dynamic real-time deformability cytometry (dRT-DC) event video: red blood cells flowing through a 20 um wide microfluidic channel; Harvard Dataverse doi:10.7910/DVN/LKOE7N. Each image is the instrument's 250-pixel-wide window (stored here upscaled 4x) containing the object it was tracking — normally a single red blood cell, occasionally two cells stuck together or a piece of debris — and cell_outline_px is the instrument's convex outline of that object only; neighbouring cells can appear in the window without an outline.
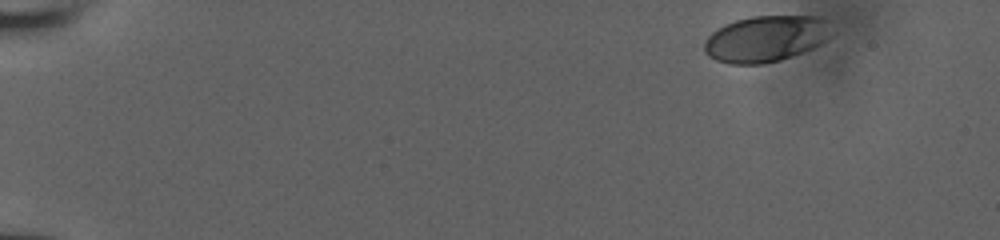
{"species": "human", "species_latin": "Homo sapiens", "temperature_condition": "room temperature", "stored_images_in_passage": 14, "camera_frame_rate_fps": 3000, "um_per_image_px": 0.085, "donor": {"sex": "male"}, "frame": {"image": 1, "passage_image": 1, "time_ms": 0.0, "image_size_px": [1000, 240], "cell_outline_px": [[836, 32], [828, 40], [812, 48], [780, 60], [764, 64], [728, 64], [716, 60], [708, 56], [704, 52], [704, 44], [708, 36], [712, 32], [724, 24], [736, 20], [752, 16], [812, 16], [820, 20]], "centroid_in_image_um": [65.07, 3.31], "position_along_channel_um": 19.9, "area_um2": 34.22}}
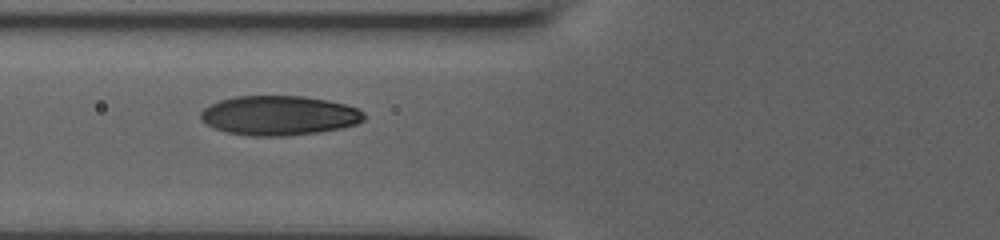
{"frame": {"image": 2, "passage_image": 10, "time_ms": 6.0, "image_size_px": [1000, 240], "cell_outline_px": [[364, 120], [356, 124], [340, 128], [320, 132], [288, 136], [248, 136], [224, 132], [208, 124], [200, 116], [200, 112], [204, 108], [220, 100], [236, 96], [304, 96], [328, 100], [344, 104], [356, 108], [364, 112]], "centroid_in_image_um": [23.73, 9.82], "position_along_channel_um": 102.1, "area_um2": 37.63}}
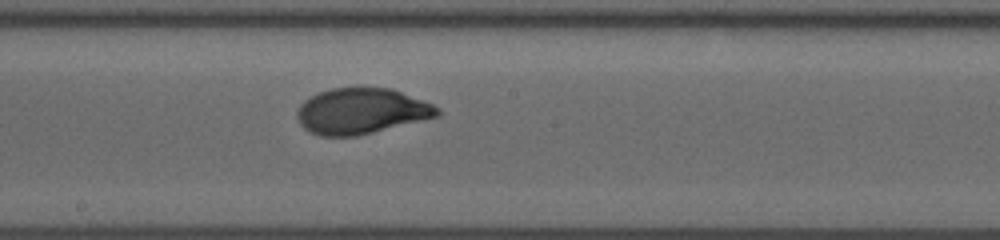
{"frame": {"image": 3, "passage_image": 14, "time_ms": 9.0, "image_size_px": [1000, 240], "cell_outline_px": [[440, 116], [356, 136], [320, 136], [308, 132], [300, 124], [296, 116], [296, 112], [300, 104], [304, 100], [320, 92], [332, 88], [356, 84], [392, 88], [432, 104], [440, 108]], "centroid_in_image_um": [30.7, 9.4], "position_along_channel_um": 217.5, "area_um2": 38.21}}